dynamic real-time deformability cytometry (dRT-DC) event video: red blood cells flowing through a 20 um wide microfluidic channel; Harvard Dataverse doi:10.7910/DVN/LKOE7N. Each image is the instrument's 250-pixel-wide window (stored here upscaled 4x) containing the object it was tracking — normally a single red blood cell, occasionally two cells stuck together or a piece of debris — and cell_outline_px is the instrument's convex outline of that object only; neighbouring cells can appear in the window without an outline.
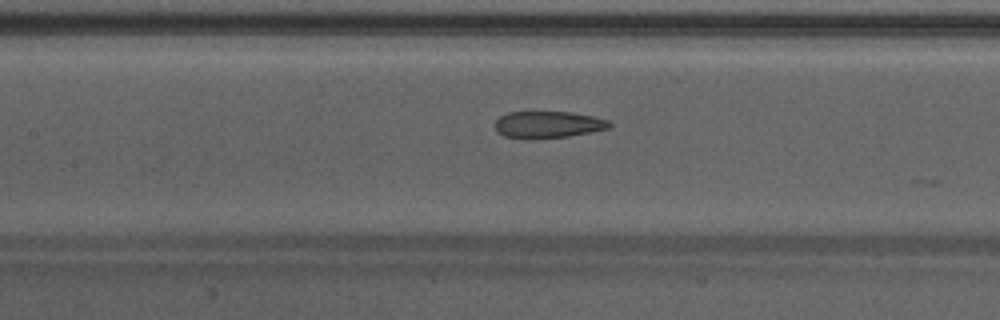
{"species": "Egyptian fruit bat (a non-hibernating species)", "species_latin": "Rousettus aegyptiacus", "temperature_condition": "warm", "stored_images_in_passage": 10, "camera_frame_rate_fps": 3000, "um_per_image_px": 0.085, "animal": {"sex": "male"}, "frame": {"image": 1, "passage_image": 8, "time_ms": 2.333, "image_size_px": [1000, 320], "cell_outline_px": [[612, 124], [608, 128], [592, 132], [568, 136], [504, 136], [496, 132], [496, 120], [500, 116], [508, 112], [572, 112], [592, 116], [608, 120]], "centroid_in_image_um": [46.62, 10.54], "position_along_channel_um": 160.8, "area_um2": 17.11}}